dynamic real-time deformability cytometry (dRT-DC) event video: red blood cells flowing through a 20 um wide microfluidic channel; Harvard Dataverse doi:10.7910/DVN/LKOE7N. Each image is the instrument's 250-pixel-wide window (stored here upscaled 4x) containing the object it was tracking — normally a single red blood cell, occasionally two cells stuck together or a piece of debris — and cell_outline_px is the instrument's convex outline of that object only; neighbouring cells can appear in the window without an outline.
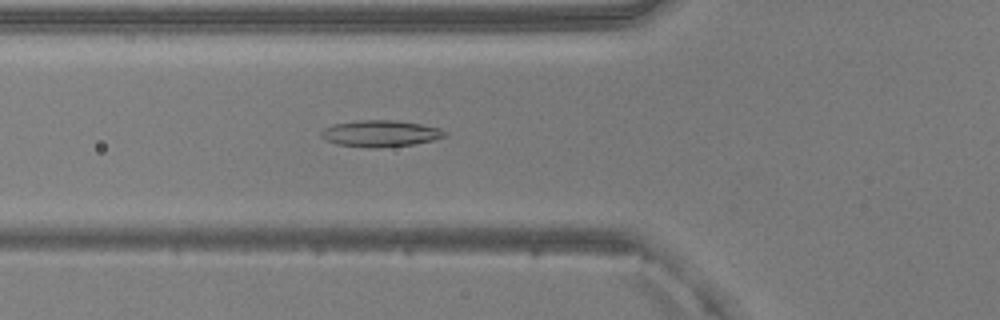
{"species": "common noctule bat (a hibernating species)", "species_latin": "Nyctalus noctula", "temperature_condition": "warm", "stored_images_in_passage": 51, "camera_frame_rate_fps": 3000, "um_per_image_px": 0.085, "animal": {"sex": "male", "body_mass_g": 20.5, "forearm_length_mm": 52.5}, "frame": {"image": 1, "passage_image": 19, "time_ms": 6.0, "image_size_px": [1000, 320], "cell_outline_px": [[448, 136], [432, 140], [412, 144], [380, 148], [368, 148], [336, 144], [324, 140], [320, 136], [320, 132], [324, 128], [332, 124], [356, 120], [392, 120], [420, 124], [440, 128], [448, 132]], "centroid_in_image_um": [32.3, 11.35], "position_along_channel_um": 93.5, "area_um2": 19.31}}
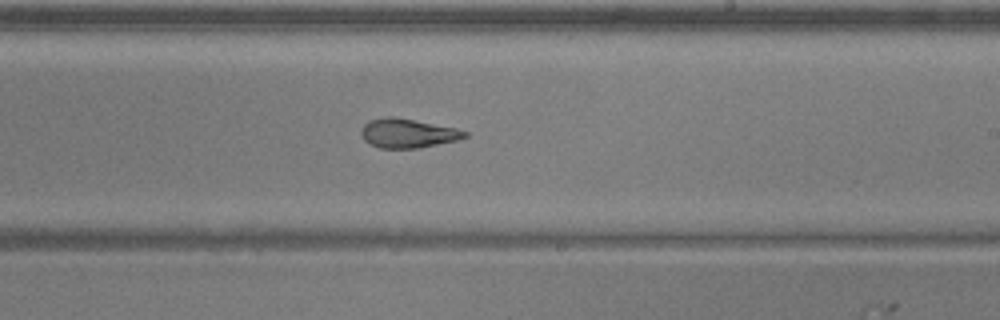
{"frame": {"image": 2, "passage_image": 31, "time_ms": 10.0, "image_size_px": [1000, 320], "cell_outline_px": [[468, 136], [460, 140], [416, 148], [380, 148], [368, 144], [364, 140], [360, 132], [364, 124], [368, 120], [388, 116], [392, 116], [456, 128], [468, 132]], "centroid_in_image_um": [34.64, 11.33], "position_along_channel_um": 254.4, "area_um2": 17.63}}
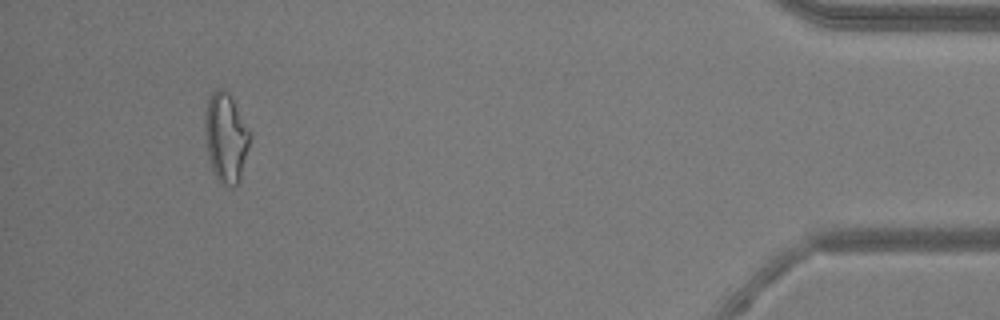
{"frame": {"image": 3, "passage_image": 48, "time_ms": 15.667, "image_size_px": [1000, 320], "cell_outline_px": [[252, 136], [240, 180], [232, 188], [220, 184], [212, 168], [208, 156], [204, 120], [204, 116], [208, 96], [216, 88], [224, 88], [232, 96]], "centroid_in_image_um": [19.21, 11.67], "position_along_channel_um": 416.0, "area_um2": 23.76}, "authors_computed_cell_mechanics": {"area_um2": 19.7098, "velocity_mm_per_s": 4.0016, "shape_relaxation_time_tau1_ms": 10.1402, "shape_relaxation_time_tau2_ms": 2.2019, "deformation_change_tau1": 0.2329, "deformation_change_tau2": 0.1059}}